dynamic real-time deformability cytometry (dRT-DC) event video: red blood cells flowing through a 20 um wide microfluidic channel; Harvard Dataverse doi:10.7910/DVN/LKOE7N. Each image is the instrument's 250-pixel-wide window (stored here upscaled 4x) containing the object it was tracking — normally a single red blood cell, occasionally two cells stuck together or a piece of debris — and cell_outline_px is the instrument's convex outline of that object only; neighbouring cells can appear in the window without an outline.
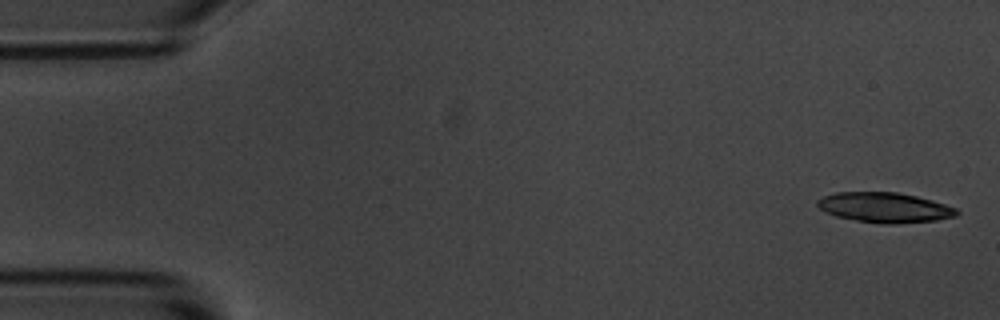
{"species": "common noctule bat (a hibernating species)", "species_latin": "Nyctalus noctula", "temperature_condition": "room temperature", "stored_images_in_passage": 4, "camera_frame_rate_fps": 3000, "um_per_image_px": 0.085, "animal": {"sex": "male", "body_mass_g": 20.1, "forearm_length_mm": 53.5}, "frame": {"image": 1, "passage_image": 1, "time_ms": 0.0, "image_size_px": [1000, 320], "cell_outline_px": [[960, 212], [956, 216], [936, 220], [892, 224], [884, 224], [856, 220], [836, 216], [824, 212], [816, 204], [816, 200], [824, 196], [836, 192], [896, 192], [916, 196], [932, 200], [956, 208]], "centroid_in_image_um": [75.18, 17.63], "position_along_channel_um": 9.8, "area_um2": 24.33}}